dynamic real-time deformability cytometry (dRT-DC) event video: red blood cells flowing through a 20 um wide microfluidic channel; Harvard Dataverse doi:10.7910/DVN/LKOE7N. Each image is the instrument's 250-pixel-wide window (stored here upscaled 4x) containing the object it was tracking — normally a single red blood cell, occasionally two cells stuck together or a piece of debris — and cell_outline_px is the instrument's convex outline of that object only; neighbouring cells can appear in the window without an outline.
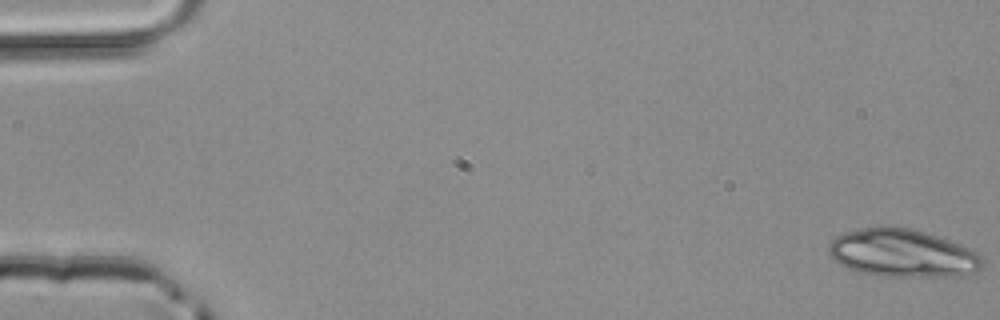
{"species": "common noctule bat (a hibernating species)", "species_latin": "Nyctalus noctula", "temperature_condition": "room temperature", "stored_images_in_passage": 19, "camera_frame_rate_fps": 3000, "um_per_image_px": 0.085, "animal": {"sex": "male", "body_mass_g": 20.4}, "frame": {"image": 1, "passage_image": 1, "time_ms": 0.0, "image_size_px": [1000, 320], "cell_outline_px": [[984, 264], [980, 272], [960, 276], [876, 276], [856, 272], [832, 260], [828, 252], [828, 244], [836, 236], [844, 232], [880, 224], [888, 224], [908, 228], [924, 232], [972, 248], [980, 252], [984, 256]], "centroid_in_image_um": [76.73, 21.51], "position_along_channel_um": 8.3, "area_um2": 44.04}}